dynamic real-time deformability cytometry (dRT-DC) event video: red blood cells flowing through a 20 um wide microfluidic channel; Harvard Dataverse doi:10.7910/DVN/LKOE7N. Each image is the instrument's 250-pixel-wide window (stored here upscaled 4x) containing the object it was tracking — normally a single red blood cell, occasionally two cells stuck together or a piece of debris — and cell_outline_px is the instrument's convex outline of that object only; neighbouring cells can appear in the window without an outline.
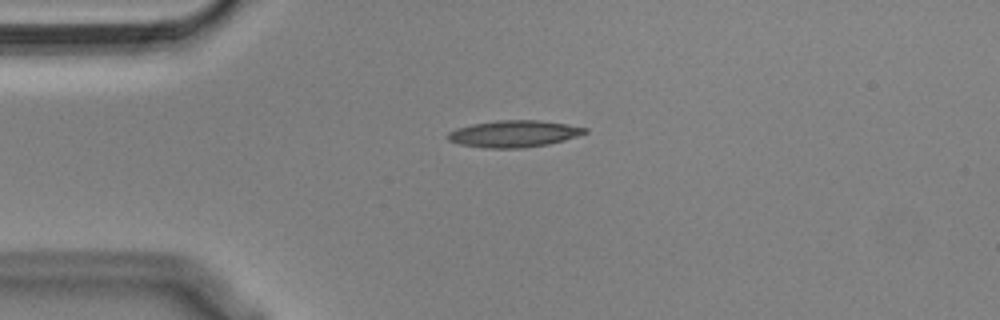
{"species": "Egyptian fruit bat (a non-hibernating species)", "species_latin": "Rousettus aegyptiacus", "temperature_condition": "cold", "stored_images_in_passage": 43, "camera_frame_rate_fps": 3000, "um_per_image_px": 0.085, "animal": {"sex": "male"}, "frame": {"image": 1, "passage_image": 1, "time_ms": 0.0, "image_size_px": [1000, 320], "cell_outline_px": [[588, 132], [564, 140], [548, 144], [524, 148], [484, 148], [460, 144], [448, 140], [448, 132], [456, 128], [472, 124], [496, 120], [536, 120], [568, 124], [588, 128]], "centroid_in_image_um": [43.68, 11.37], "position_along_channel_um": 41.3, "area_um2": 21.39}}
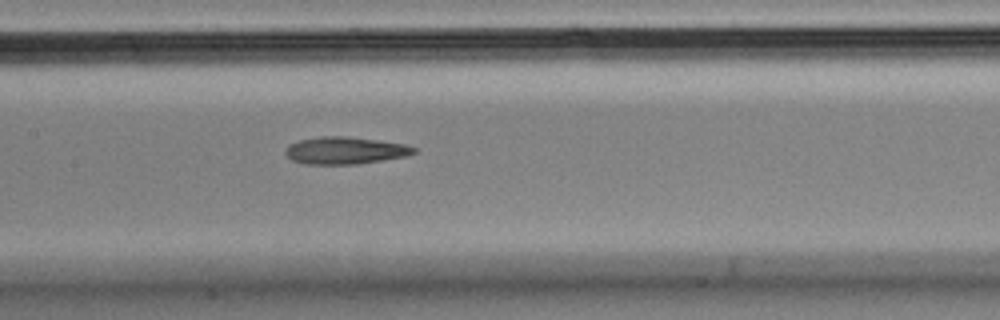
{"frame": {"image": 2, "passage_image": 14, "time_ms": 4.333, "image_size_px": [1000, 320], "cell_outline_px": [[416, 152], [408, 156], [356, 164], [304, 164], [292, 160], [284, 152], [288, 144], [300, 140], [320, 136], [348, 136], [404, 144], [416, 148]], "centroid_in_image_um": [29.32, 12.79], "position_along_channel_um": 178.1, "area_um2": 20.35}}
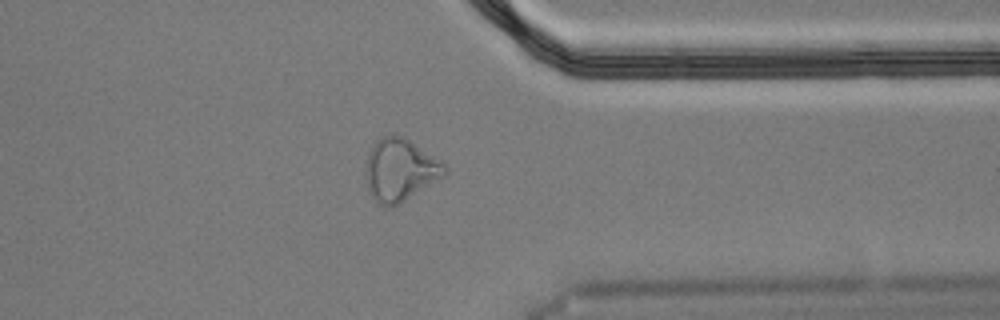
{"frame": {"image": 3, "passage_image": 31, "time_ms": 10.0, "image_size_px": [1000, 320], "cell_outline_px": [[448, 172], [444, 176], [392, 208], [388, 208], [380, 204], [368, 192], [364, 176], [364, 172], [368, 152], [372, 144], [380, 136], [404, 136], [444, 160], [448, 168]], "centroid_in_image_um": [34.01, 14.42], "position_along_channel_um": 377.4, "area_um2": 29.42}, "authors_computed_cell_mechanics": {"area_um2": 21.386, "velocity_mm_per_s": 3.6246, "shape_relaxation_time_tau1_ms": null, "shape_relaxation_time_tau2_ms": 7.7796, "deformation_change_tau1": null, "deformation_change_tau2": 0.2151}}